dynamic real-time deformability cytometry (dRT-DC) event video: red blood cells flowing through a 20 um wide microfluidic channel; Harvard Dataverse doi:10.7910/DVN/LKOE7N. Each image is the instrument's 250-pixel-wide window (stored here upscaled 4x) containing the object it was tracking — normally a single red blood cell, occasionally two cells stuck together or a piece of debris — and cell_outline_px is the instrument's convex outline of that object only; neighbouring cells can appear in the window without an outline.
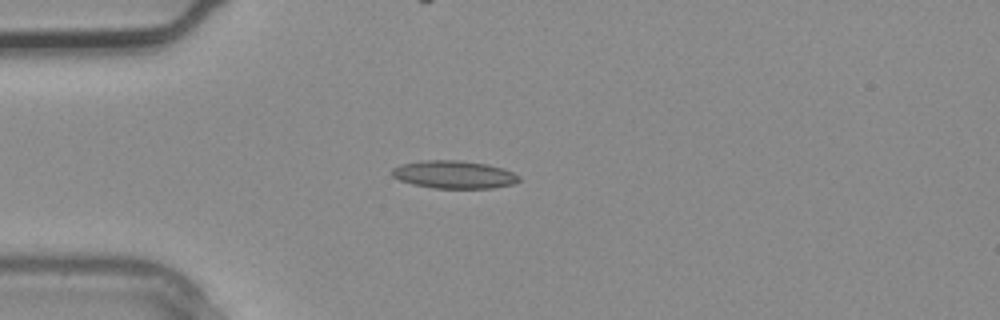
{"species": "common noctule bat (a hibernating species)", "species_latin": "Nyctalus noctula", "temperature_condition": "warm", "stored_images_in_passage": 3, "camera_frame_rate_fps": 3000, "um_per_image_px": 0.085, "animal": {"sex": "male", "body_mass_g": 20.4}, "frame": {"image": 1, "passage_image": 3, "time_ms": 0.667, "image_size_px": [1000, 320], "cell_outline_px": [[520, 180], [512, 184], [492, 188], [432, 188], [412, 184], [400, 180], [392, 176], [392, 168], [400, 164], [420, 160], [460, 160], [488, 164], [504, 168], [520, 176]], "centroid_in_image_um": [38.58, 14.83], "position_along_channel_um": 46.4, "area_um2": 20.75}}